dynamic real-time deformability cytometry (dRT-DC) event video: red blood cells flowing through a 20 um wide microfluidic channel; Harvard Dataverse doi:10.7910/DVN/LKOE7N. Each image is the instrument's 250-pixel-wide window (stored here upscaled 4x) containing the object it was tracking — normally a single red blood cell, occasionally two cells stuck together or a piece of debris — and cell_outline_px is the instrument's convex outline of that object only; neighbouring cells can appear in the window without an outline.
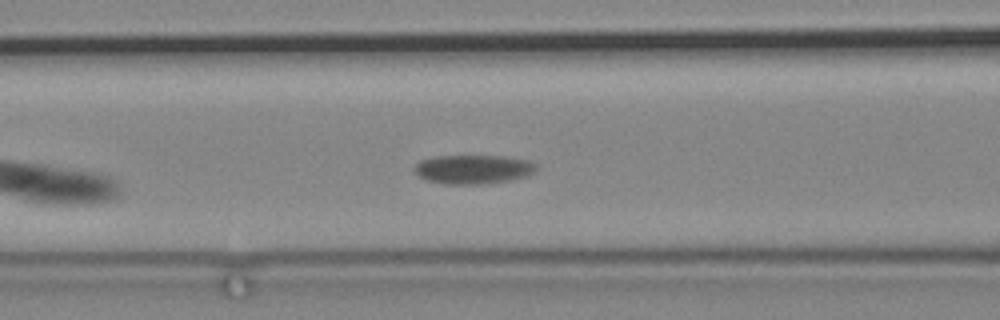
{"species": "common noctule bat (a hibernating species)", "species_latin": "Nyctalus noctula", "temperature_condition": "cold", "stored_images_in_passage": 44, "camera_frame_rate_fps": 3000, "um_per_image_px": 0.085, "animal": {"sex": "male", "body_mass_g": 19.2, "forearm_length_mm": 51.8}, "frame": {"image": 1, "passage_image": 7, "time_ms": 2.0, "image_size_px": [1000, 320], "cell_outline_px": [[536, 168], [528, 176], [508, 180], [480, 184], [444, 184], [428, 180], [420, 176], [412, 168], [420, 160], [436, 156], [508, 156], [528, 160], [536, 164]], "centroid_in_image_um": [40.22, 14.38], "position_along_channel_um": 126.4, "area_um2": 20.52}}